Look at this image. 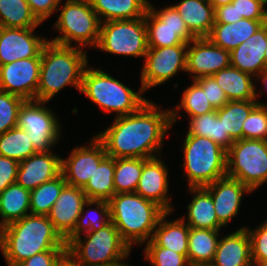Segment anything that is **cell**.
<instances>
[{
    "label": "cell",
    "instance_id": "cell-1",
    "mask_svg": "<svg viewBox=\"0 0 267 266\" xmlns=\"http://www.w3.org/2000/svg\"><path fill=\"white\" fill-rule=\"evenodd\" d=\"M172 127L170 108L148 100L136 112L115 117L111 126L95 136L112 158L160 157L163 139Z\"/></svg>",
    "mask_w": 267,
    "mask_h": 266
},
{
    "label": "cell",
    "instance_id": "cell-2",
    "mask_svg": "<svg viewBox=\"0 0 267 266\" xmlns=\"http://www.w3.org/2000/svg\"><path fill=\"white\" fill-rule=\"evenodd\" d=\"M0 250L7 266L44 251H67L65 239L47 215H26L0 229Z\"/></svg>",
    "mask_w": 267,
    "mask_h": 266
},
{
    "label": "cell",
    "instance_id": "cell-3",
    "mask_svg": "<svg viewBox=\"0 0 267 266\" xmlns=\"http://www.w3.org/2000/svg\"><path fill=\"white\" fill-rule=\"evenodd\" d=\"M86 49L48 41L41 51V67L36 100L49 102L66 86L80 93L82 77L89 65Z\"/></svg>",
    "mask_w": 267,
    "mask_h": 266
},
{
    "label": "cell",
    "instance_id": "cell-4",
    "mask_svg": "<svg viewBox=\"0 0 267 266\" xmlns=\"http://www.w3.org/2000/svg\"><path fill=\"white\" fill-rule=\"evenodd\" d=\"M108 203L111 222L131 249L152 239L159 219L166 213L136 192L114 194Z\"/></svg>",
    "mask_w": 267,
    "mask_h": 266
},
{
    "label": "cell",
    "instance_id": "cell-5",
    "mask_svg": "<svg viewBox=\"0 0 267 266\" xmlns=\"http://www.w3.org/2000/svg\"><path fill=\"white\" fill-rule=\"evenodd\" d=\"M80 93L95 103L102 112L112 113L115 117L136 112L149 99L144 90L134 91L119 79L111 76L100 67H87L84 70Z\"/></svg>",
    "mask_w": 267,
    "mask_h": 266
},
{
    "label": "cell",
    "instance_id": "cell-6",
    "mask_svg": "<svg viewBox=\"0 0 267 266\" xmlns=\"http://www.w3.org/2000/svg\"><path fill=\"white\" fill-rule=\"evenodd\" d=\"M183 151L184 177L189 187H205L227 173V151L211 139L185 135Z\"/></svg>",
    "mask_w": 267,
    "mask_h": 266
},
{
    "label": "cell",
    "instance_id": "cell-7",
    "mask_svg": "<svg viewBox=\"0 0 267 266\" xmlns=\"http://www.w3.org/2000/svg\"><path fill=\"white\" fill-rule=\"evenodd\" d=\"M57 10H60V15L53 28L61 34L48 41L82 49L96 48L101 21L89 0H66Z\"/></svg>",
    "mask_w": 267,
    "mask_h": 266
},
{
    "label": "cell",
    "instance_id": "cell-8",
    "mask_svg": "<svg viewBox=\"0 0 267 266\" xmlns=\"http://www.w3.org/2000/svg\"><path fill=\"white\" fill-rule=\"evenodd\" d=\"M67 251L82 266H99L124 260L130 256L131 248L122 239L112 222L97 231H89L72 239Z\"/></svg>",
    "mask_w": 267,
    "mask_h": 266
},
{
    "label": "cell",
    "instance_id": "cell-9",
    "mask_svg": "<svg viewBox=\"0 0 267 266\" xmlns=\"http://www.w3.org/2000/svg\"><path fill=\"white\" fill-rule=\"evenodd\" d=\"M226 176L246 185L252 192L267 182V141L235 140L227 150Z\"/></svg>",
    "mask_w": 267,
    "mask_h": 266
},
{
    "label": "cell",
    "instance_id": "cell-10",
    "mask_svg": "<svg viewBox=\"0 0 267 266\" xmlns=\"http://www.w3.org/2000/svg\"><path fill=\"white\" fill-rule=\"evenodd\" d=\"M96 48L114 55L144 58L148 50L145 16L101 22Z\"/></svg>",
    "mask_w": 267,
    "mask_h": 266
},
{
    "label": "cell",
    "instance_id": "cell-11",
    "mask_svg": "<svg viewBox=\"0 0 267 266\" xmlns=\"http://www.w3.org/2000/svg\"><path fill=\"white\" fill-rule=\"evenodd\" d=\"M47 103L39 100H25L18 112L17 127L29 134L36 153L51 151L63 135L61 122L46 106Z\"/></svg>",
    "mask_w": 267,
    "mask_h": 266
},
{
    "label": "cell",
    "instance_id": "cell-12",
    "mask_svg": "<svg viewBox=\"0 0 267 266\" xmlns=\"http://www.w3.org/2000/svg\"><path fill=\"white\" fill-rule=\"evenodd\" d=\"M153 6L149 2L145 14L148 48L188 45L196 38L173 5L160 10Z\"/></svg>",
    "mask_w": 267,
    "mask_h": 266
},
{
    "label": "cell",
    "instance_id": "cell-13",
    "mask_svg": "<svg viewBox=\"0 0 267 266\" xmlns=\"http://www.w3.org/2000/svg\"><path fill=\"white\" fill-rule=\"evenodd\" d=\"M188 45L148 48L140 71V87L147 90L166 83L177 73L186 72Z\"/></svg>",
    "mask_w": 267,
    "mask_h": 266
},
{
    "label": "cell",
    "instance_id": "cell-14",
    "mask_svg": "<svg viewBox=\"0 0 267 266\" xmlns=\"http://www.w3.org/2000/svg\"><path fill=\"white\" fill-rule=\"evenodd\" d=\"M69 155L61 158V173L67 185L82 189L107 157L103 143L96 136L90 138L88 145L76 146Z\"/></svg>",
    "mask_w": 267,
    "mask_h": 266
},
{
    "label": "cell",
    "instance_id": "cell-15",
    "mask_svg": "<svg viewBox=\"0 0 267 266\" xmlns=\"http://www.w3.org/2000/svg\"><path fill=\"white\" fill-rule=\"evenodd\" d=\"M41 57L20 59L0 65V90L24 100H36Z\"/></svg>",
    "mask_w": 267,
    "mask_h": 266
},
{
    "label": "cell",
    "instance_id": "cell-16",
    "mask_svg": "<svg viewBox=\"0 0 267 266\" xmlns=\"http://www.w3.org/2000/svg\"><path fill=\"white\" fill-rule=\"evenodd\" d=\"M230 65V51L213 44L207 37L195 38L188 43L186 73H190L192 80L212 76Z\"/></svg>",
    "mask_w": 267,
    "mask_h": 266
},
{
    "label": "cell",
    "instance_id": "cell-17",
    "mask_svg": "<svg viewBox=\"0 0 267 266\" xmlns=\"http://www.w3.org/2000/svg\"><path fill=\"white\" fill-rule=\"evenodd\" d=\"M36 28H8L0 30V65L20 59L41 57V51L48 42L47 37L36 35Z\"/></svg>",
    "mask_w": 267,
    "mask_h": 266
},
{
    "label": "cell",
    "instance_id": "cell-18",
    "mask_svg": "<svg viewBox=\"0 0 267 266\" xmlns=\"http://www.w3.org/2000/svg\"><path fill=\"white\" fill-rule=\"evenodd\" d=\"M163 158L153 157L143 159L142 174L138 181L136 193L143 198L151 200L162 207L166 212L174 211L171 196L168 195L169 178L168 168Z\"/></svg>",
    "mask_w": 267,
    "mask_h": 266
},
{
    "label": "cell",
    "instance_id": "cell-19",
    "mask_svg": "<svg viewBox=\"0 0 267 266\" xmlns=\"http://www.w3.org/2000/svg\"><path fill=\"white\" fill-rule=\"evenodd\" d=\"M212 196L217 219L223 227L239 214L242 197L252 191L240 181L225 176L205 186Z\"/></svg>",
    "mask_w": 267,
    "mask_h": 266
},
{
    "label": "cell",
    "instance_id": "cell-20",
    "mask_svg": "<svg viewBox=\"0 0 267 266\" xmlns=\"http://www.w3.org/2000/svg\"><path fill=\"white\" fill-rule=\"evenodd\" d=\"M61 156L53 150L36 153L19 162L16 183L33 190L61 174Z\"/></svg>",
    "mask_w": 267,
    "mask_h": 266
},
{
    "label": "cell",
    "instance_id": "cell-21",
    "mask_svg": "<svg viewBox=\"0 0 267 266\" xmlns=\"http://www.w3.org/2000/svg\"><path fill=\"white\" fill-rule=\"evenodd\" d=\"M87 200L82 188L66 185L53 204L47 216L64 239L74 230Z\"/></svg>",
    "mask_w": 267,
    "mask_h": 266
},
{
    "label": "cell",
    "instance_id": "cell-22",
    "mask_svg": "<svg viewBox=\"0 0 267 266\" xmlns=\"http://www.w3.org/2000/svg\"><path fill=\"white\" fill-rule=\"evenodd\" d=\"M245 227L219 237L210 266H253L252 244Z\"/></svg>",
    "mask_w": 267,
    "mask_h": 266
},
{
    "label": "cell",
    "instance_id": "cell-23",
    "mask_svg": "<svg viewBox=\"0 0 267 266\" xmlns=\"http://www.w3.org/2000/svg\"><path fill=\"white\" fill-rule=\"evenodd\" d=\"M266 41L267 23L230 52L231 66L249 73L256 78L267 68L264 52L267 45Z\"/></svg>",
    "mask_w": 267,
    "mask_h": 266
},
{
    "label": "cell",
    "instance_id": "cell-24",
    "mask_svg": "<svg viewBox=\"0 0 267 266\" xmlns=\"http://www.w3.org/2000/svg\"><path fill=\"white\" fill-rule=\"evenodd\" d=\"M192 194L187 206V217H180L185 223L196 229L222 230L223 226L217 219L212 196L205 187H189ZM187 219V220H186Z\"/></svg>",
    "mask_w": 267,
    "mask_h": 266
},
{
    "label": "cell",
    "instance_id": "cell-25",
    "mask_svg": "<svg viewBox=\"0 0 267 266\" xmlns=\"http://www.w3.org/2000/svg\"><path fill=\"white\" fill-rule=\"evenodd\" d=\"M267 20L240 19L238 22L214 23L207 38L218 47L232 51L251 37Z\"/></svg>",
    "mask_w": 267,
    "mask_h": 266
},
{
    "label": "cell",
    "instance_id": "cell-26",
    "mask_svg": "<svg viewBox=\"0 0 267 266\" xmlns=\"http://www.w3.org/2000/svg\"><path fill=\"white\" fill-rule=\"evenodd\" d=\"M173 6L196 38L209 35L215 23V9L209 0H181Z\"/></svg>",
    "mask_w": 267,
    "mask_h": 266
},
{
    "label": "cell",
    "instance_id": "cell-27",
    "mask_svg": "<svg viewBox=\"0 0 267 266\" xmlns=\"http://www.w3.org/2000/svg\"><path fill=\"white\" fill-rule=\"evenodd\" d=\"M212 77L222 88L229 101L256 100L258 87L253 75L230 65L213 74Z\"/></svg>",
    "mask_w": 267,
    "mask_h": 266
},
{
    "label": "cell",
    "instance_id": "cell-28",
    "mask_svg": "<svg viewBox=\"0 0 267 266\" xmlns=\"http://www.w3.org/2000/svg\"><path fill=\"white\" fill-rule=\"evenodd\" d=\"M171 212H166L154 230L152 240L160 247L188 256V237L190 227L180 217L166 220Z\"/></svg>",
    "mask_w": 267,
    "mask_h": 266
},
{
    "label": "cell",
    "instance_id": "cell-29",
    "mask_svg": "<svg viewBox=\"0 0 267 266\" xmlns=\"http://www.w3.org/2000/svg\"><path fill=\"white\" fill-rule=\"evenodd\" d=\"M101 22L138 19L145 16L148 0H89Z\"/></svg>",
    "mask_w": 267,
    "mask_h": 266
},
{
    "label": "cell",
    "instance_id": "cell-30",
    "mask_svg": "<svg viewBox=\"0 0 267 266\" xmlns=\"http://www.w3.org/2000/svg\"><path fill=\"white\" fill-rule=\"evenodd\" d=\"M29 214L30 190L14 183L0 193V229Z\"/></svg>",
    "mask_w": 267,
    "mask_h": 266
},
{
    "label": "cell",
    "instance_id": "cell-31",
    "mask_svg": "<svg viewBox=\"0 0 267 266\" xmlns=\"http://www.w3.org/2000/svg\"><path fill=\"white\" fill-rule=\"evenodd\" d=\"M220 237V230L190 227L188 237V261L191 266L210 265Z\"/></svg>",
    "mask_w": 267,
    "mask_h": 266
},
{
    "label": "cell",
    "instance_id": "cell-32",
    "mask_svg": "<svg viewBox=\"0 0 267 266\" xmlns=\"http://www.w3.org/2000/svg\"><path fill=\"white\" fill-rule=\"evenodd\" d=\"M86 207H88L87 210L85 209ZM91 214L95 215L93 216ZM110 222L111 217L108 201L87 200L82 207L81 214L78 217L74 230L65 238V243L67 245L72 239L89 231L102 229Z\"/></svg>",
    "mask_w": 267,
    "mask_h": 266
},
{
    "label": "cell",
    "instance_id": "cell-33",
    "mask_svg": "<svg viewBox=\"0 0 267 266\" xmlns=\"http://www.w3.org/2000/svg\"><path fill=\"white\" fill-rule=\"evenodd\" d=\"M189 121L186 135L207 137L226 151L235 141L229 135V132L224 130L223 123L219 119L216 109L203 115L191 117Z\"/></svg>",
    "mask_w": 267,
    "mask_h": 266
},
{
    "label": "cell",
    "instance_id": "cell-34",
    "mask_svg": "<svg viewBox=\"0 0 267 266\" xmlns=\"http://www.w3.org/2000/svg\"><path fill=\"white\" fill-rule=\"evenodd\" d=\"M115 158L107 156L95 169L92 177L83 188L88 200L109 201L115 194Z\"/></svg>",
    "mask_w": 267,
    "mask_h": 266
},
{
    "label": "cell",
    "instance_id": "cell-35",
    "mask_svg": "<svg viewBox=\"0 0 267 266\" xmlns=\"http://www.w3.org/2000/svg\"><path fill=\"white\" fill-rule=\"evenodd\" d=\"M191 82L192 84L182 92L180 103L173 107V109H170L172 126L179 121L178 119H182L181 110H184L189 118L215 110L207 100L206 92L203 91L202 87L195 80Z\"/></svg>",
    "mask_w": 267,
    "mask_h": 266
},
{
    "label": "cell",
    "instance_id": "cell-36",
    "mask_svg": "<svg viewBox=\"0 0 267 266\" xmlns=\"http://www.w3.org/2000/svg\"><path fill=\"white\" fill-rule=\"evenodd\" d=\"M0 23L8 28H37L41 24L27 0H0Z\"/></svg>",
    "mask_w": 267,
    "mask_h": 266
},
{
    "label": "cell",
    "instance_id": "cell-37",
    "mask_svg": "<svg viewBox=\"0 0 267 266\" xmlns=\"http://www.w3.org/2000/svg\"><path fill=\"white\" fill-rule=\"evenodd\" d=\"M257 104L256 100L228 101L222 108L216 109L224 130L229 132L234 140L243 139V122Z\"/></svg>",
    "mask_w": 267,
    "mask_h": 266
},
{
    "label": "cell",
    "instance_id": "cell-38",
    "mask_svg": "<svg viewBox=\"0 0 267 266\" xmlns=\"http://www.w3.org/2000/svg\"><path fill=\"white\" fill-rule=\"evenodd\" d=\"M67 185L62 173L46 181L30 191V213L32 215H48L53 204Z\"/></svg>",
    "mask_w": 267,
    "mask_h": 266
},
{
    "label": "cell",
    "instance_id": "cell-39",
    "mask_svg": "<svg viewBox=\"0 0 267 266\" xmlns=\"http://www.w3.org/2000/svg\"><path fill=\"white\" fill-rule=\"evenodd\" d=\"M143 158H115L114 187L117 193H133L142 174Z\"/></svg>",
    "mask_w": 267,
    "mask_h": 266
},
{
    "label": "cell",
    "instance_id": "cell-40",
    "mask_svg": "<svg viewBox=\"0 0 267 266\" xmlns=\"http://www.w3.org/2000/svg\"><path fill=\"white\" fill-rule=\"evenodd\" d=\"M33 154L34 146L25 130L15 127L0 134V156L21 162Z\"/></svg>",
    "mask_w": 267,
    "mask_h": 266
},
{
    "label": "cell",
    "instance_id": "cell-41",
    "mask_svg": "<svg viewBox=\"0 0 267 266\" xmlns=\"http://www.w3.org/2000/svg\"><path fill=\"white\" fill-rule=\"evenodd\" d=\"M143 251L152 266H191L186 256L160 247L152 239L146 242Z\"/></svg>",
    "mask_w": 267,
    "mask_h": 266
},
{
    "label": "cell",
    "instance_id": "cell-42",
    "mask_svg": "<svg viewBox=\"0 0 267 266\" xmlns=\"http://www.w3.org/2000/svg\"><path fill=\"white\" fill-rule=\"evenodd\" d=\"M243 139L267 141V104H257L243 122Z\"/></svg>",
    "mask_w": 267,
    "mask_h": 266
},
{
    "label": "cell",
    "instance_id": "cell-43",
    "mask_svg": "<svg viewBox=\"0 0 267 266\" xmlns=\"http://www.w3.org/2000/svg\"><path fill=\"white\" fill-rule=\"evenodd\" d=\"M25 100L0 90V134L17 127L18 112Z\"/></svg>",
    "mask_w": 267,
    "mask_h": 266
},
{
    "label": "cell",
    "instance_id": "cell-44",
    "mask_svg": "<svg viewBox=\"0 0 267 266\" xmlns=\"http://www.w3.org/2000/svg\"><path fill=\"white\" fill-rule=\"evenodd\" d=\"M245 228L252 244L253 266H267V219L255 229Z\"/></svg>",
    "mask_w": 267,
    "mask_h": 266
},
{
    "label": "cell",
    "instance_id": "cell-45",
    "mask_svg": "<svg viewBox=\"0 0 267 266\" xmlns=\"http://www.w3.org/2000/svg\"><path fill=\"white\" fill-rule=\"evenodd\" d=\"M237 12V22L240 19L267 20V3L265 0H233Z\"/></svg>",
    "mask_w": 267,
    "mask_h": 266
},
{
    "label": "cell",
    "instance_id": "cell-46",
    "mask_svg": "<svg viewBox=\"0 0 267 266\" xmlns=\"http://www.w3.org/2000/svg\"><path fill=\"white\" fill-rule=\"evenodd\" d=\"M195 81L206 92L207 100L214 109L222 108L229 101L222 88L212 76H203L195 79Z\"/></svg>",
    "mask_w": 267,
    "mask_h": 266
},
{
    "label": "cell",
    "instance_id": "cell-47",
    "mask_svg": "<svg viewBox=\"0 0 267 266\" xmlns=\"http://www.w3.org/2000/svg\"><path fill=\"white\" fill-rule=\"evenodd\" d=\"M19 162L0 156V193L9 185L16 183Z\"/></svg>",
    "mask_w": 267,
    "mask_h": 266
},
{
    "label": "cell",
    "instance_id": "cell-48",
    "mask_svg": "<svg viewBox=\"0 0 267 266\" xmlns=\"http://www.w3.org/2000/svg\"><path fill=\"white\" fill-rule=\"evenodd\" d=\"M62 1L63 0H27L32 13L41 23L49 19L54 12L58 11L57 8Z\"/></svg>",
    "mask_w": 267,
    "mask_h": 266
},
{
    "label": "cell",
    "instance_id": "cell-49",
    "mask_svg": "<svg viewBox=\"0 0 267 266\" xmlns=\"http://www.w3.org/2000/svg\"><path fill=\"white\" fill-rule=\"evenodd\" d=\"M65 252L66 251H44L31 256L15 266H55L58 259Z\"/></svg>",
    "mask_w": 267,
    "mask_h": 266
},
{
    "label": "cell",
    "instance_id": "cell-50",
    "mask_svg": "<svg viewBox=\"0 0 267 266\" xmlns=\"http://www.w3.org/2000/svg\"><path fill=\"white\" fill-rule=\"evenodd\" d=\"M215 23H229L237 22L236 8L232 3L215 8Z\"/></svg>",
    "mask_w": 267,
    "mask_h": 266
},
{
    "label": "cell",
    "instance_id": "cell-51",
    "mask_svg": "<svg viewBox=\"0 0 267 266\" xmlns=\"http://www.w3.org/2000/svg\"><path fill=\"white\" fill-rule=\"evenodd\" d=\"M55 266H82L68 251L56 262Z\"/></svg>",
    "mask_w": 267,
    "mask_h": 266
},
{
    "label": "cell",
    "instance_id": "cell-52",
    "mask_svg": "<svg viewBox=\"0 0 267 266\" xmlns=\"http://www.w3.org/2000/svg\"><path fill=\"white\" fill-rule=\"evenodd\" d=\"M257 79H258V81L260 80V82L262 83L261 84V86L263 87V89L261 88L260 89V87H259V91H258V93H257V91H256V101L258 102V104H266V102H260V101H258V96H259V94H260V96L261 95H263V93L264 92H267V68L266 69H264L256 78H255V80L257 81Z\"/></svg>",
    "mask_w": 267,
    "mask_h": 266
},
{
    "label": "cell",
    "instance_id": "cell-53",
    "mask_svg": "<svg viewBox=\"0 0 267 266\" xmlns=\"http://www.w3.org/2000/svg\"><path fill=\"white\" fill-rule=\"evenodd\" d=\"M233 0H209L210 4L215 8L232 3Z\"/></svg>",
    "mask_w": 267,
    "mask_h": 266
},
{
    "label": "cell",
    "instance_id": "cell-54",
    "mask_svg": "<svg viewBox=\"0 0 267 266\" xmlns=\"http://www.w3.org/2000/svg\"><path fill=\"white\" fill-rule=\"evenodd\" d=\"M127 258L128 257H126L124 260H121V261H117V262L106 264V265H99V266H129V264L125 262Z\"/></svg>",
    "mask_w": 267,
    "mask_h": 266
},
{
    "label": "cell",
    "instance_id": "cell-55",
    "mask_svg": "<svg viewBox=\"0 0 267 266\" xmlns=\"http://www.w3.org/2000/svg\"><path fill=\"white\" fill-rule=\"evenodd\" d=\"M266 43H267V41H266ZM264 52H265V60H266V63H267V45H266V50Z\"/></svg>",
    "mask_w": 267,
    "mask_h": 266
}]
</instances>
